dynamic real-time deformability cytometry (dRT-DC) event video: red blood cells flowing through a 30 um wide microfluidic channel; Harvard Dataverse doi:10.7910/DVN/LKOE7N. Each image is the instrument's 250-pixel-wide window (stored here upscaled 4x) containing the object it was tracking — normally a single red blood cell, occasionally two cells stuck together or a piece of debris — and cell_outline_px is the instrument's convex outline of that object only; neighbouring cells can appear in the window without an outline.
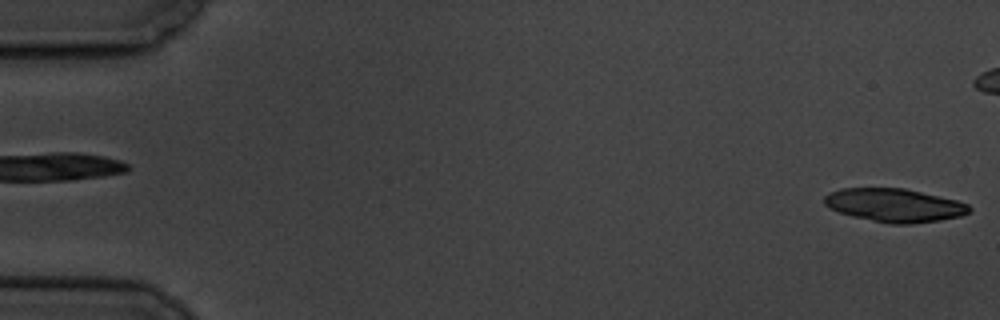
{"species": "common noctule bat (a hibernating species)", "species_latin": "Nyctalus noctula", "temperature_condition": "cold", "stored_images_in_passage": 6, "segment_of_instrument_passage": [2, 2], "camera_frame_rate_fps": 3000, "um_per_image_px": 0.085, "animal": {"sex": "male", "body_mass_g": 19.5, "forearm_length_mm": 54.6}, "frame": {"image": 1, "passage_image": 6, "time_ms": 6.667, "image_size_px": [1000, 320], "cell_outline_px": [[972, 208], [968, 212], [960, 216], [940, 220], [912, 224], [892, 224], [852, 216], [828, 208], [824, 204], [824, 196], [828, 192], [840, 188], [904, 188], [940, 196], [956, 200], [968, 204]], "centroid_in_image_um": [76.0, 17.44], "position_along_channel_um": 9.0, "area_um2": 28.21}}